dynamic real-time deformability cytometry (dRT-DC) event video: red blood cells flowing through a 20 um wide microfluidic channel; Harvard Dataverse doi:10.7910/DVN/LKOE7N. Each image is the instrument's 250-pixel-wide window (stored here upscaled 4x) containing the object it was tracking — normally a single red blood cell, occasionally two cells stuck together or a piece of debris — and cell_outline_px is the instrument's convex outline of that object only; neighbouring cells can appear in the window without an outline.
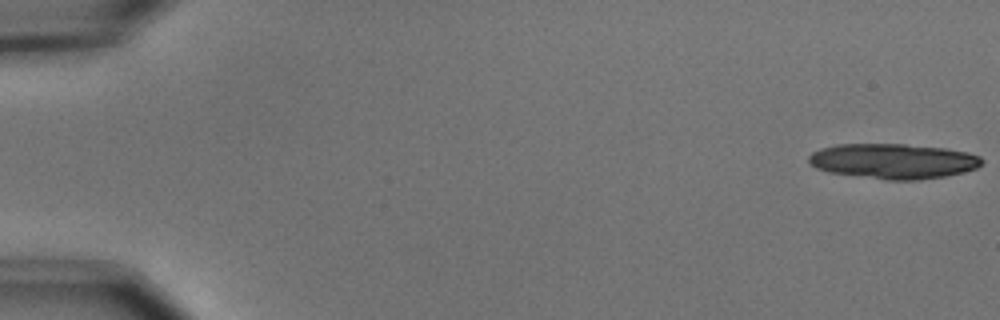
{"species": "common noctule bat (a hibernating species)", "species_latin": "Nyctalus noctula", "temperature_condition": "cold", "stored_images_in_passage": 10, "camera_frame_rate_fps": 3000, "um_per_image_px": 0.085, "animal": {"sex": "male", "body_mass_g": 15.6}, "frame": {"image": 1, "passage_image": 1, "time_ms": 0.0, "image_size_px": [1000, 320], "cell_outline_px": [[984, 160], [976, 168], [944, 176], [920, 180], [888, 180], [828, 172], [816, 168], [808, 160], [808, 156], [812, 152], [820, 148], [836, 144], [904, 144], [944, 148], [968, 152], [980, 156]], "centroid_in_image_um": [75.9, 13.69], "position_along_channel_um": 9.1, "area_um2": 35.37}}